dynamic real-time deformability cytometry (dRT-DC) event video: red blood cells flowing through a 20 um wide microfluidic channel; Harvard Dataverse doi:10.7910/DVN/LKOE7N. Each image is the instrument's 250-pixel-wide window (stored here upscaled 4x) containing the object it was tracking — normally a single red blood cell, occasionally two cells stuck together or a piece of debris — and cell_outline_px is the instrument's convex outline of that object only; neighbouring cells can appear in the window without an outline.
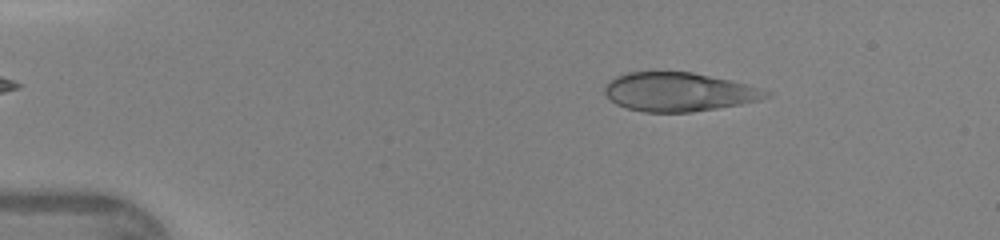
{"species": "human", "species_latin": "Homo sapiens", "temperature_condition": "warm", "stored_images_in_passage": 45, "camera_frame_rate_fps": 3000, "um_per_image_px": 0.085, "donor": {"sex": "female"}, "frame": {"image": 1, "passage_image": 7, "time_ms": 2.0, "image_size_px": [1000, 240], "cell_outline_px": [[772, 92], [768, 96], [760, 100], [740, 104], [692, 112], [644, 112], [628, 108], [616, 104], [604, 92], [604, 88], [608, 80], [616, 76], [628, 72], [692, 72], [732, 80], [760, 88]], "centroid_in_image_um": [57.69, 7.81], "position_along_channel_um": 27.3, "area_um2": 36.41}}
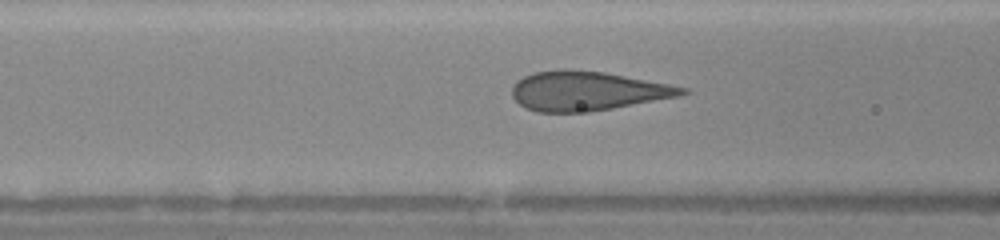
{"frame": {"image": 2, "passage_image": 18, "time_ms": 5.667, "image_size_px": [1000, 240], "cell_outline_px": [[692, 92], [680, 96], [612, 108], [588, 112], [536, 112], [520, 104], [512, 96], [512, 88], [516, 80], [524, 76], [536, 72], [604, 72], [668, 84], [688, 88]], "centroid_in_image_um": [49.96, 7.77], "position_along_channel_um": 116.6, "area_um2": 37.86}}
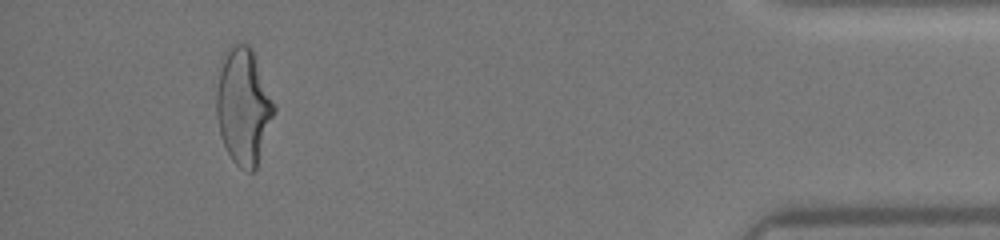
{"frame": {"image": 3, "passage_image": 42, "time_ms": 13.667, "image_size_px": [1000, 240], "cell_outline_px": [[276, 112], [256, 168], [252, 172], [248, 172], [240, 168], [232, 160], [220, 136], [216, 116], [216, 92], [224, 52], [228, 48], [236, 44], [248, 44], [252, 48], [276, 104]], "centroid_in_image_um": [20.71, 9.05], "position_along_channel_um": 414.5, "area_um2": 39.3}, "authors_computed_cell_mechanics": {"area_um2": 38.5526, "velocity_mm_per_s": 4.3958, "shape_relaxation_time_tau1_ms": 6.0533, "shape_relaxation_time_tau2_ms": null, "deformation_change_tau1": 0.2023, "deformation_change_tau2": null}}